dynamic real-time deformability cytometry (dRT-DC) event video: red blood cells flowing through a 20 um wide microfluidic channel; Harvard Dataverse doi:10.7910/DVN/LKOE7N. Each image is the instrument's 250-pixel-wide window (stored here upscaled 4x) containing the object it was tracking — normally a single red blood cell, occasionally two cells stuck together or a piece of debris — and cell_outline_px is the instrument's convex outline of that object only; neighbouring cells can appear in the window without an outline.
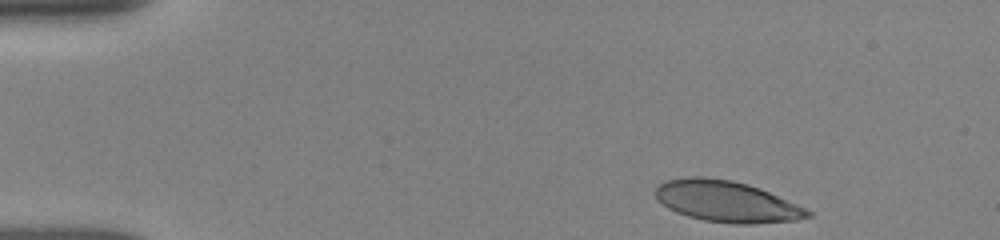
{"species": "human", "species_latin": "Homo sapiens", "temperature_condition": "room temperature", "stored_images_in_passage": 20, "camera_frame_rate_fps": 3000, "um_per_image_px": 0.085, "donor": {"sex": "female"}, "frame": {"image": 1, "passage_image": 1, "time_ms": 0.0, "image_size_px": [1000, 240], "cell_outline_px": [[812, 216], [796, 220], [756, 224], [736, 224], [704, 220], [688, 216], [676, 212], [668, 208], [656, 196], [656, 188], [664, 180], [688, 176], [704, 176], [732, 180], [748, 184], [760, 188], [796, 204], [812, 212]], "centroid_in_image_um": [61.76, 17.12], "position_along_channel_um": 23.2, "area_um2": 36.41}}
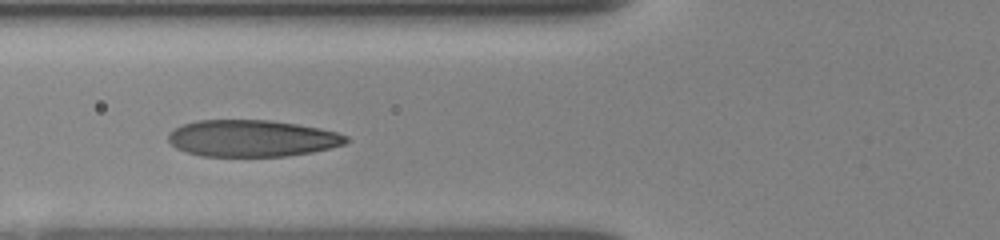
{"frame": {"image": 2, "passage_image": 15, "time_ms": 4.333, "image_size_px": [1000, 240], "cell_outline_px": [[348, 140], [344, 144], [312, 152], [288, 156], [200, 156], [184, 152], [176, 148], [168, 140], [168, 132], [180, 124], [196, 120], [268, 120], [296, 124], [320, 128], [336, 132], [348, 136]], "centroid_in_image_um": [21.36, 11.75], "position_along_channel_um": 104.4, "area_um2": 38.21}}
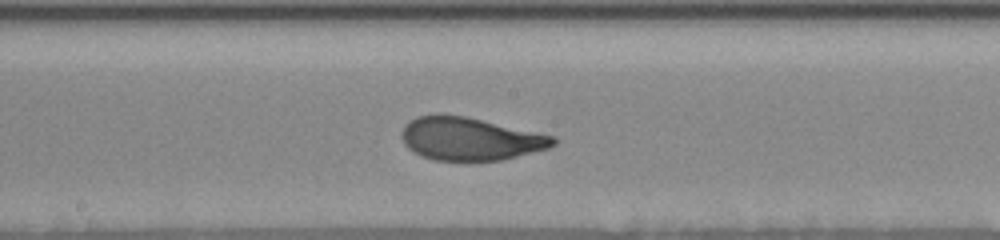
{"frame": {"image": 3, "passage_image": 20, "time_ms": 7.0, "image_size_px": [1000, 240], "cell_outline_px": [[556, 144], [548, 148], [500, 160], [432, 160], [420, 156], [412, 152], [404, 144], [400, 136], [400, 132], [404, 124], [416, 116], [436, 112], [440, 112], [464, 116], [556, 136]], "centroid_in_image_um": [39.87, 11.77], "position_along_channel_um": 208.3, "area_um2": 38.32}}